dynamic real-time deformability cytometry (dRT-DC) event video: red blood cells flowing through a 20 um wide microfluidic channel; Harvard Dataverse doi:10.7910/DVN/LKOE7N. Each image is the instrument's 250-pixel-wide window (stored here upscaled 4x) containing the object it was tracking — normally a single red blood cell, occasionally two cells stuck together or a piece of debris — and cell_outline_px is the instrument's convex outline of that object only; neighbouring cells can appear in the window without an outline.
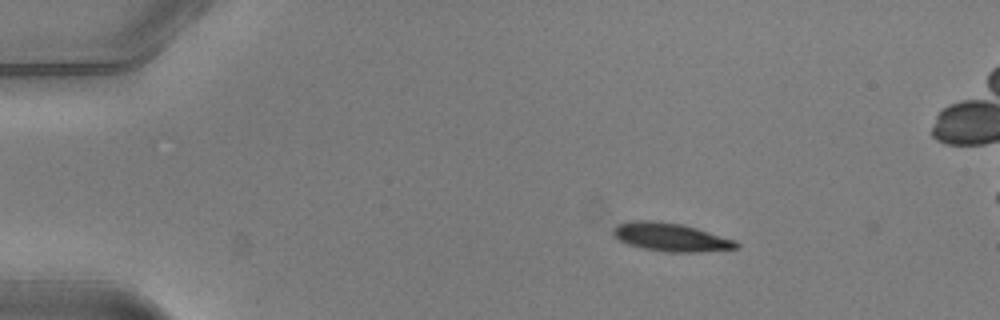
{"species": "common noctule bat (a hibernating species)", "species_latin": "Nyctalus noctula", "temperature_condition": "warm", "stored_images_in_passage": 5, "camera_frame_rate_fps": 3000, "um_per_image_px": 0.085, "animal": {"sex": "male", "body_mass_g": 20.5, "forearm_length_mm": 52.5}, "frame": {"image": 1, "passage_image": 1, "time_ms": 0.0, "image_size_px": [1000, 320], "cell_outline_px": [[740, 248], [700, 252], [664, 252], [644, 248], [628, 244], [612, 236], [612, 228], [616, 224], [628, 220], [652, 220], [680, 224], [696, 228], [736, 240], [740, 244]], "centroid_in_image_um": [56.99, 20.15], "position_along_channel_um": 28.0, "area_um2": 20.52}}